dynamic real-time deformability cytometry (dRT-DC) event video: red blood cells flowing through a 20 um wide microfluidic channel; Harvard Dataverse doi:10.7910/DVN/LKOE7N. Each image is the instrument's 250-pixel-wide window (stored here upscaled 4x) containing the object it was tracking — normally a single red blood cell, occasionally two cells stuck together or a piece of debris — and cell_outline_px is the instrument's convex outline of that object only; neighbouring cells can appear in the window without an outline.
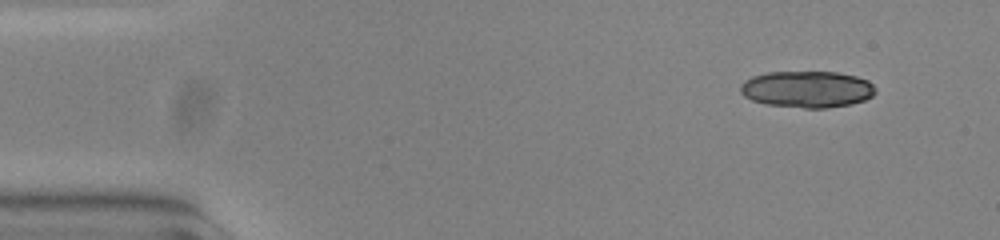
{"species": "common noctule bat (a hibernating species)", "species_latin": "Nyctalus noctula", "temperature_condition": "warm", "stored_images_in_passage": 49, "camera_frame_rate_fps": 3000, "um_per_image_px": 0.085, "animal": {"sex": "female", "body_mass_g": 23.0, "forearm_length_mm": 53.4}, "frame": {"image": 1, "passage_image": 1, "time_ms": 0.0, "image_size_px": [1000, 240], "cell_outline_px": [[876, 92], [872, 96], [864, 100], [848, 104], [824, 108], [804, 108], [768, 104], [752, 100], [744, 96], [740, 92], [740, 84], [744, 80], [752, 76], [768, 72], [836, 72], [856, 76], [868, 80], [876, 88]], "centroid_in_image_um": [68.59, 7.57], "position_along_channel_um": 16.4, "area_um2": 28.78}}
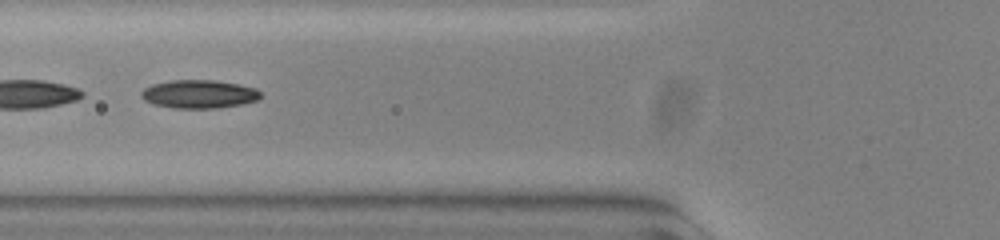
{"frame": {"image": 2, "passage_image": 17, "time_ms": 5.333, "image_size_px": [1000, 240], "cell_outline_px": [[260, 96], [256, 100], [240, 104], [216, 108], [176, 108], [156, 104], [144, 100], [140, 96], [140, 92], [144, 88], [152, 84], [172, 80], [216, 80], [256, 88], [260, 92]], "centroid_in_image_um": [16.88, 7.99], "position_along_channel_um": 108.9, "area_um2": 19.48}, "authors_computed_cell_mechanics": {"area_um2": 19.074, "velocity_mm_per_s": 3.8095, "shape_relaxation_time_tau1_ms": null, "shape_relaxation_time_tau2_ms": 2.328, "deformation_change_tau1": null, "deformation_change_tau2": 0.0767}}